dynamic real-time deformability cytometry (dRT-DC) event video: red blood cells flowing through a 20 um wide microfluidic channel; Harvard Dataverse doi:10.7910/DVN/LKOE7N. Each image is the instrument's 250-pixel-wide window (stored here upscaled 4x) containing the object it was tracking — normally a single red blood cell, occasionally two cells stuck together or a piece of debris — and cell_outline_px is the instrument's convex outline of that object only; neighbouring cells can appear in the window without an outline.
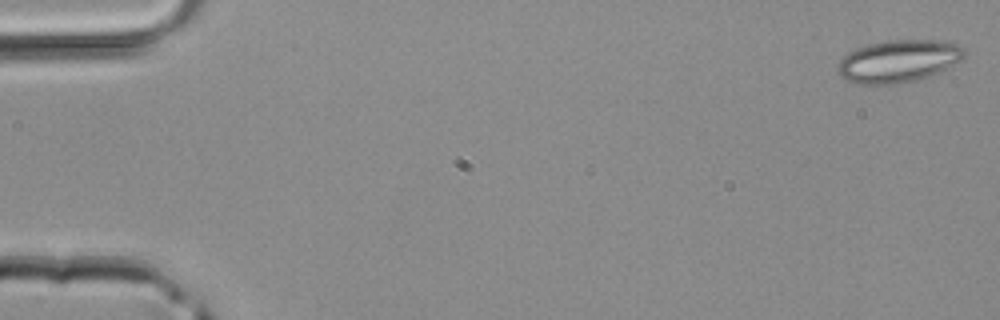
{"species": "common noctule bat (a hibernating species)", "species_latin": "Nyctalus noctula", "temperature_condition": "room temperature", "stored_images_in_passage": 44, "camera_frame_rate_fps": 3000, "um_per_image_px": 0.085, "animal": {"sex": "male", "body_mass_g": 20.4}, "frame": {"image": 1, "passage_image": 1, "time_ms": 0.0, "image_size_px": [1000, 320], "cell_outline_px": [[968, 52], [964, 60], [928, 76], [916, 80], [900, 84], [856, 84], [844, 80], [840, 76], [840, 60], [848, 52], [856, 48], [868, 44], [888, 40], [936, 40], [960, 44]], "centroid_in_image_um": [76.42, 5.19], "position_along_channel_um": 8.6, "area_um2": 31.5}}
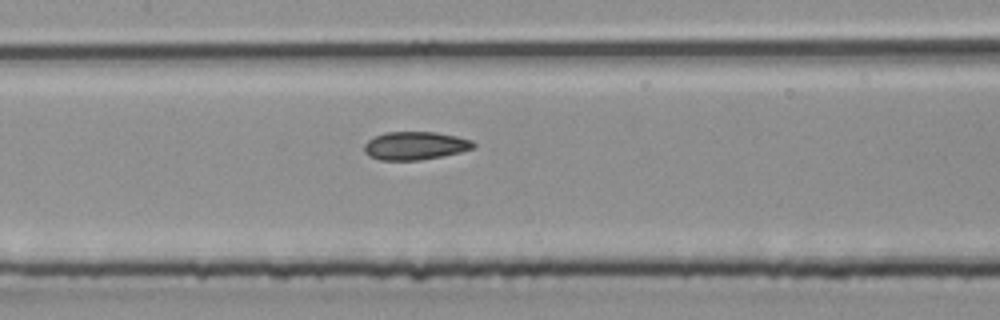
{"frame": {"image": 2, "passage_image": 21, "time_ms": 6.667, "image_size_px": [1000, 320], "cell_outline_px": [[476, 148], [460, 152], [420, 160], [380, 160], [368, 156], [364, 152], [364, 144], [368, 140], [384, 132], [436, 132], [456, 136], [472, 140], [476, 144]], "centroid_in_image_um": [35.29, 12.38], "position_along_channel_um": 172.1, "area_um2": 17.98}}
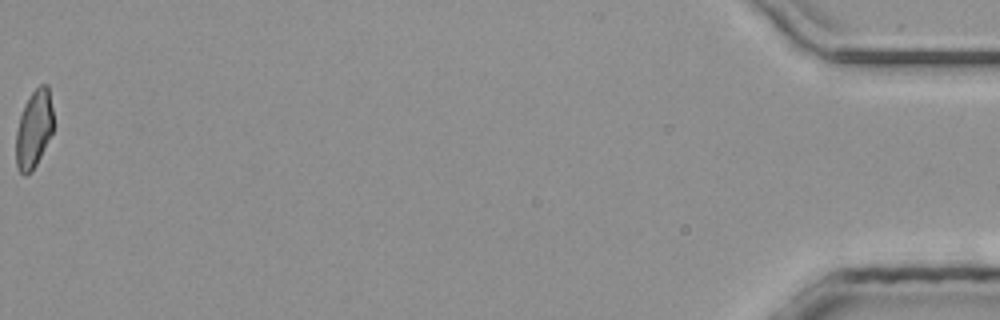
{"frame": {"image": 3, "passage_image": 44, "time_ms": 14.333, "image_size_px": [1000, 320], "cell_outline_px": [[52, 132], [32, 172], [24, 176], [16, 168], [16, 132], [20, 116], [24, 104], [32, 92], [40, 84], [48, 84], [52, 108]], "centroid_in_image_um": [2.86, 10.98], "position_along_channel_um": 432.3, "area_um2": 16.82}}